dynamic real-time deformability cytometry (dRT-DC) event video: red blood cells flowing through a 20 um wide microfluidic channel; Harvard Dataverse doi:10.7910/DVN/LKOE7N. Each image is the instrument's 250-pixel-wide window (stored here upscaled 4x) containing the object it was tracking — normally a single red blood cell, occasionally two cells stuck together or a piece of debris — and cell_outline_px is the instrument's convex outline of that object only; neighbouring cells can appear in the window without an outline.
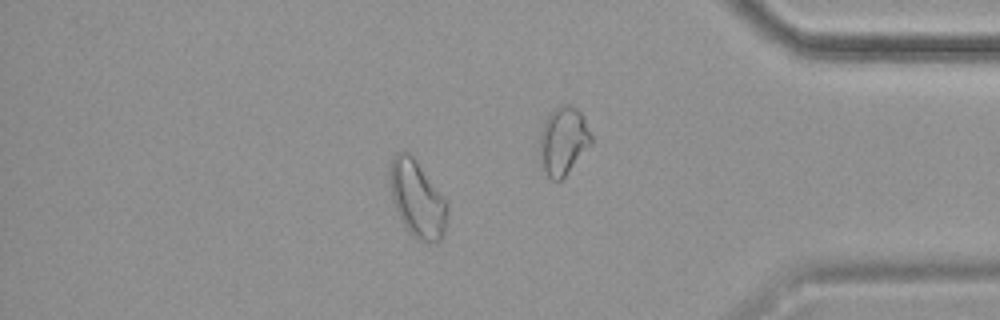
{"species": "common noctule bat (a hibernating species)", "species_latin": "Nyctalus noctula", "temperature_condition": "cold", "stored_images_in_passage": 56, "camera_frame_rate_fps": 3000, "um_per_image_px": 0.085, "animal": {"sex": "female", "body_mass_g": 19.9}, "frame": {"image": 1, "passage_image": 48, "time_ms": 15.667, "image_size_px": [1000, 320], "cell_outline_px": [[448, 212], [444, 232], [440, 240], [428, 244], [416, 240], [408, 232], [400, 220], [392, 196], [388, 180], [388, 168], [396, 152], [408, 152], [416, 160], [444, 196], [448, 204]], "centroid_in_image_um": [35.46, 16.93], "position_along_channel_um": 399.7, "area_um2": 26.13}}